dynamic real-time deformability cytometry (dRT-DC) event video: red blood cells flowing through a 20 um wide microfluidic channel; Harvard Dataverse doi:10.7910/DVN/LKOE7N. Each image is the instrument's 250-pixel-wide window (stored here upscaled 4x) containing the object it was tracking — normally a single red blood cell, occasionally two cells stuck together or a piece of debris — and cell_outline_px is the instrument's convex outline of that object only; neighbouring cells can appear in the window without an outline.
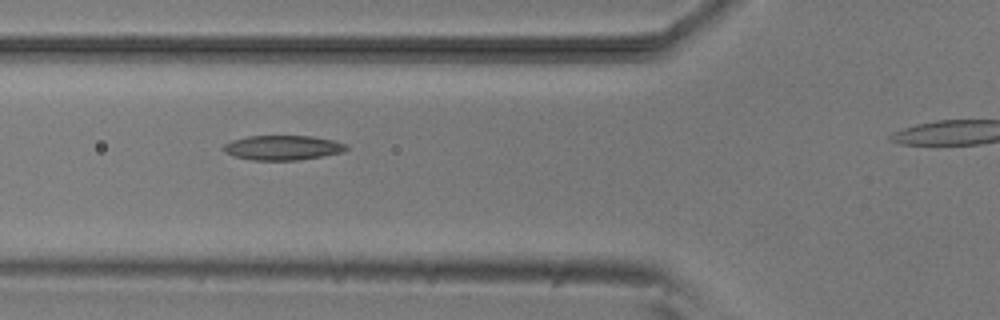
{"species": "common noctule bat (a hibernating species)", "species_latin": "Nyctalus noctula", "temperature_condition": "room temperature", "stored_images_in_passage": 6, "segment_of_instrument_passage": [1, 2], "camera_frame_rate_fps": 3000, "um_per_image_px": 0.085, "animal": {"sex": "male", "body_mass_g": 20.5, "forearm_length_mm": 52.5}, "frame": {"image": 1, "passage_image": 4, "time_ms": 3.333, "image_size_px": [1000, 320], "cell_outline_px": [[348, 148], [344, 152], [296, 160], [252, 160], [232, 156], [224, 152], [220, 148], [224, 144], [232, 140], [248, 136], [312, 136], [332, 140], [348, 144]], "centroid_in_image_um": [23.99, 12.55], "position_along_channel_um": 101.8, "area_um2": 17.74}}
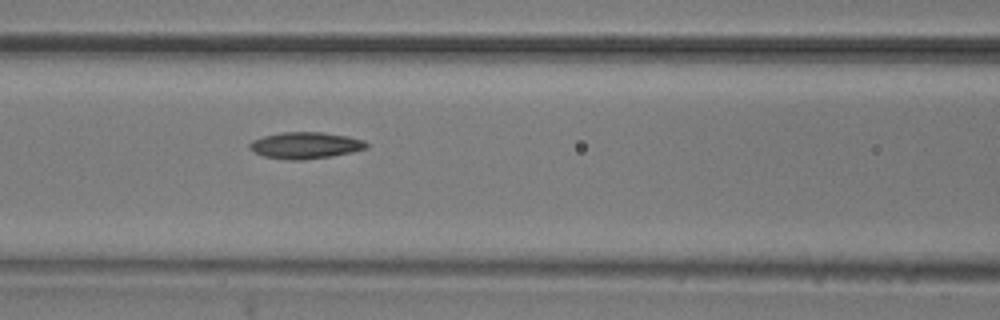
{"frame": {"image": 2, "passage_image": 5, "time_ms": 4.333, "image_size_px": [1000, 320], "cell_outline_px": [[368, 148], [352, 152], [332, 156], [304, 160], [284, 160], [264, 156], [248, 148], [248, 144], [252, 140], [264, 136], [284, 132], [320, 132], [348, 136], [364, 140], [368, 144]], "centroid_in_image_um": [25.96, 12.36], "position_along_channel_um": 140.6, "area_um2": 18.15}}